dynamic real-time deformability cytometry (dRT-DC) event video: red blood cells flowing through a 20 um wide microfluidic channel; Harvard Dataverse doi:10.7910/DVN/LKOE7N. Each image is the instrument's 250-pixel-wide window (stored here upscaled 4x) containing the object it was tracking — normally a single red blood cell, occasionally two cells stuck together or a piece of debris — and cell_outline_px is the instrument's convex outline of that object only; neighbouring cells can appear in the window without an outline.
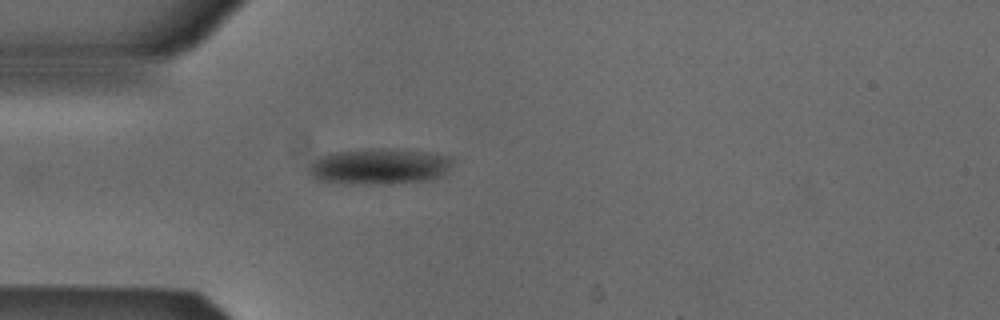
{"species": "Egyptian fruit bat (a non-hibernating species)", "species_latin": "Rousettus aegyptiacus", "temperature_condition": "cold", "stored_images_in_passage": 27, "camera_frame_rate_fps": 3000, "um_per_image_px": 0.085, "animal": {"sex": "male"}, "frame": {"image": 1, "passage_image": 1, "time_ms": 0.0, "image_size_px": [1000, 320], "cell_outline_px": [[452, 160], [448, 168], [440, 176], [432, 180], [316, 180], [308, 172], [308, 164], [320, 156], [328, 152], [368, 148], [388, 148], [428, 152], [452, 156]], "centroid_in_image_um": [32.22, 14.03], "position_along_channel_um": 52.8, "area_um2": 28.44}}
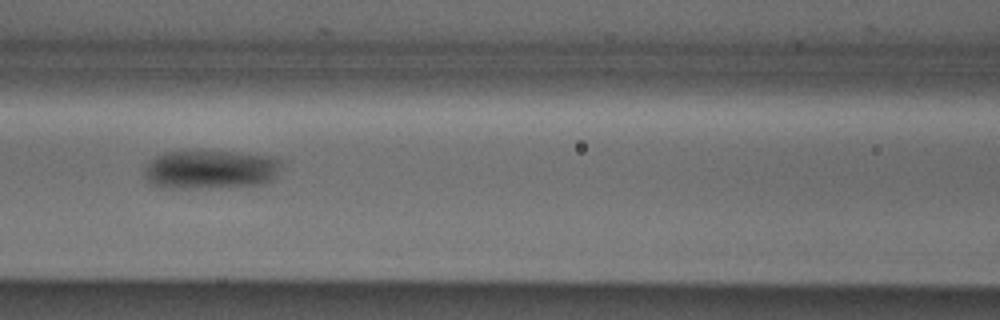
{"frame": {"image": 2, "passage_image": 9, "time_ms": 2.667, "image_size_px": [1000, 320], "cell_outline_px": [[280, 164], [276, 176], [272, 180], [260, 184], [220, 188], [160, 188], [152, 184], [144, 176], [144, 168], [148, 160], [164, 152], [184, 148], [236, 152], [272, 156], [280, 160]], "centroid_in_image_um": [17.81, 14.37], "position_along_channel_um": 148.8, "area_um2": 32.25}}
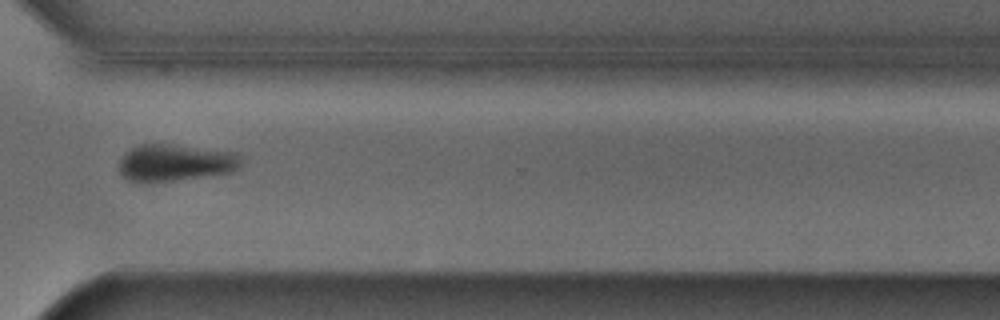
{"frame": {"image": 3, "passage_image": 25, "time_ms": 8.0, "image_size_px": [1000, 320], "cell_outline_px": [[240, 168], [232, 172], [144, 184], [128, 180], [120, 172], [120, 160], [124, 152], [140, 144], [176, 144], [236, 152], [240, 156]], "centroid_in_image_um": [14.88, 13.82], "position_along_channel_um": 355.7, "area_um2": 26.53}, "authors_computed_cell_mechanics": {"area_um2": 29.7092, "velocity_mm_per_s": 3.889, "shape_relaxation_time_tau1_ms": 2.5654, "shape_relaxation_time_tau2_ms": null, "deformation_change_tau1": 0.086, "deformation_change_tau2": null}}